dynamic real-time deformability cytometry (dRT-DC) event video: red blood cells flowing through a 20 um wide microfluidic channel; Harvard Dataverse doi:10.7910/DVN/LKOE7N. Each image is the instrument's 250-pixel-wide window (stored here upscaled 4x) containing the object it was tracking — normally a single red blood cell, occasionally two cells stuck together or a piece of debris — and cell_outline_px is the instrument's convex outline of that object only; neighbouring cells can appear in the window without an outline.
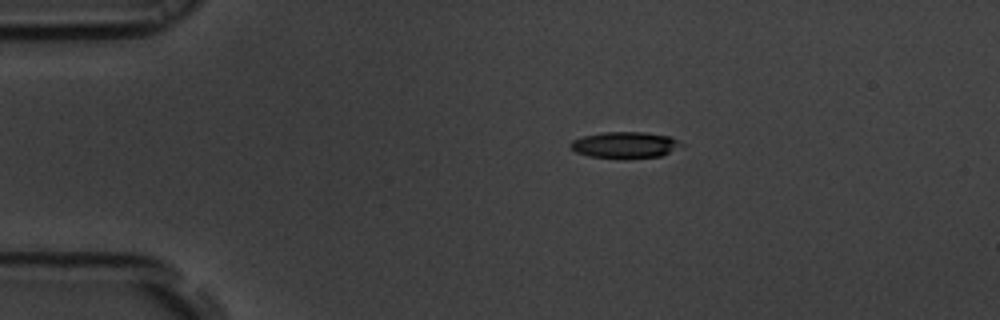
{"species": "common noctule bat (a hibernating species)", "species_latin": "Nyctalus noctula", "temperature_condition": "room temperature", "stored_images_in_passage": 55, "camera_frame_rate_fps": 3000, "um_per_image_px": 0.085, "animal": {"sex": "male", "body_mass_g": 19.5, "forearm_length_mm": 54.6}, "frame": {"image": 1, "passage_image": 11, "time_ms": 3.333, "image_size_px": [1000, 320], "cell_outline_px": [[688, 144], [660, 156], [588, 156], [576, 152], [568, 144], [572, 140], [584, 136], [604, 132], [644, 132], [668, 136]], "centroid_in_image_um": [53.15, 12.28], "position_along_channel_um": 31.8, "area_um2": 16.36}}
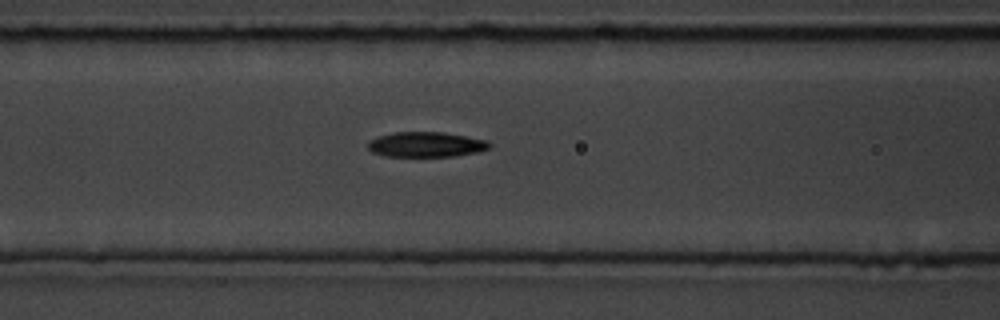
{"frame": {"image": 2, "passage_image": 23, "time_ms": 7.333, "image_size_px": [1000, 320], "cell_outline_px": [[492, 148], [476, 152], [456, 156], [384, 156], [372, 152], [368, 148], [368, 140], [376, 136], [392, 132], [444, 132], [488, 140], [492, 144]], "centroid_in_image_um": [36.22, 12.27], "position_along_channel_um": 130.4, "area_um2": 18.03}}
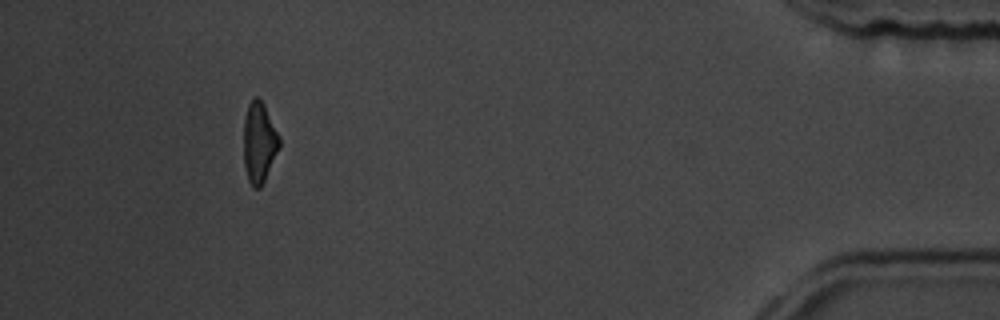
{"frame": {"image": 3, "passage_image": 51, "time_ms": 16.667, "image_size_px": [1000, 320], "cell_outline_px": [[280, 148], [260, 188], [252, 188], [248, 180], [244, 164], [244, 116], [248, 104], [256, 96], [264, 104], [280, 136]], "centroid_in_image_um": [22.03, 12.11], "position_along_channel_um": 413.2, "area_um2": 16.82}, "authors_computed_cell_mechanics": {"area_um2": 17.7446, "velocity_mm_per_s": 3.7114, "shape_relaxation_time_tau1_ms": 3.612, "shape_relaxation_time_tau2_ms": null, "deformation_change_tau1": 0.16, "deformation_change_tau2": null}}